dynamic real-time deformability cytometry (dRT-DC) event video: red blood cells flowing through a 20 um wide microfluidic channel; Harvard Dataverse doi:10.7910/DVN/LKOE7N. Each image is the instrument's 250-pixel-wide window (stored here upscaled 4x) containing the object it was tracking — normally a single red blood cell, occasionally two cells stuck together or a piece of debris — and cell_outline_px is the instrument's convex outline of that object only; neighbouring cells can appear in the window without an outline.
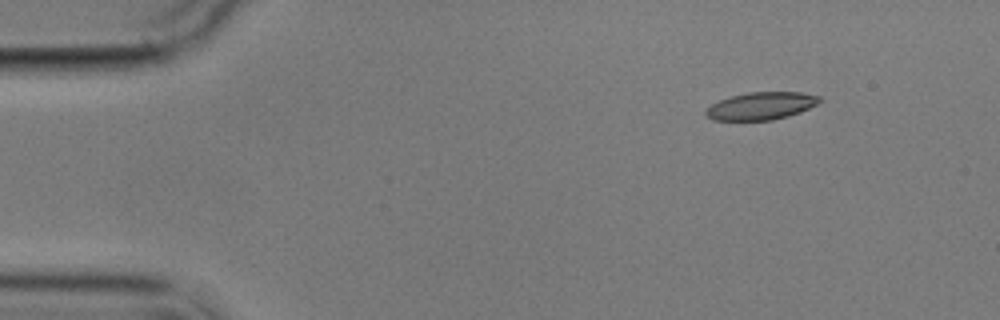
{"species": "common noctule bat (a hibernating species)", "species_latin": "Nyctalus noctula", "temperature_condition": "cold", "stored_images_in_passage": 3, "camera_frame_rate_fps": 3000, "um_per_image_px": 0.085, "animal": {"sex": "male", "body_mass_g": 17.9}, "frame": {"image": 1, "passage_image": 3, "time_ms": 2.333, "image_size_px": [1000, 320], "cell_outline_px": [[824, 100], [800, 112], [788, 116], [772, 120], [712, 120], [704, 112], [712, 104], [720, 100], [732, 96], [748, 92], [800, 92], [820, 96]], "centroid_in_image_um": [64.73, 9.0], "position_along_channel_um": 20.3, "area_um2": 18.15}}